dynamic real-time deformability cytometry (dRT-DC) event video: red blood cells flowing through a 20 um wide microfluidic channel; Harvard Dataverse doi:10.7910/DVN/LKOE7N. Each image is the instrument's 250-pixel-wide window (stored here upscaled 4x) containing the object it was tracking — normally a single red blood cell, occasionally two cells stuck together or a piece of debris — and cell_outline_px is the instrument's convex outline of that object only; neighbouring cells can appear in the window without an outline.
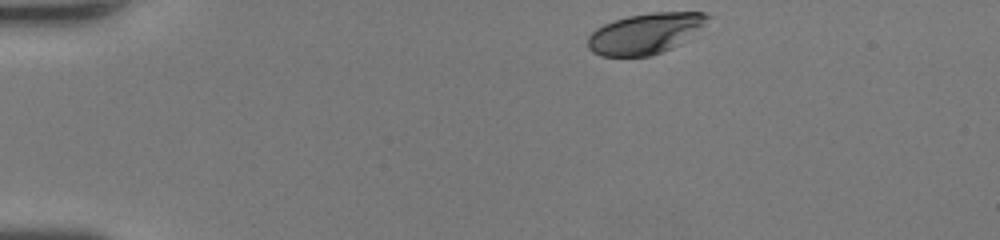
{"species": "human", "species_latin": "Homo sapiens", "temperature_condition": "room temperature", "stored_images_in_passage": 35, "camera_frame_rate_fps": 3000, "um_per_image_px": 0.085, "donor": {"sex": "female"}, "frame": {"image": 1, "passage_image": 1, "time_ms": 0.0, "image_size_px": [1000, 240], "cell_outline_px": [[712, 16], [700, 28], [680, 44], [672, 48], [652, 56], [600, 56], [592, 52], [588, 48], [588, 36], [596, 28], [604, 24], [628, 16], [652, 12], [704, 12]], "centroid_in_image_um": [54.84, 2.85], "position_along_channel_um": 30.2, "area_um2": 28.32}}
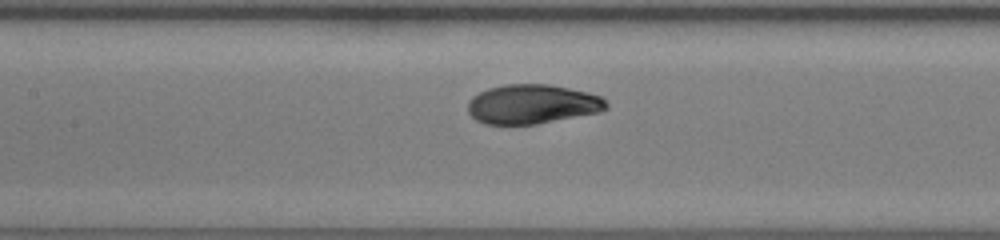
{"frame": {"image": 2, "passage_image": 16, "time_ms": 5.0, "image_size_px": [1000, 240], "cell_outline_px": [[608, 108], [600, 112], [536, 124], [484, 124], [476, 120], [468, 112], [468, 100], [472, 96], [488, 88], [508, 84], [548, 84], [588, 92], [600, 96], [608, 104]], "centroid_in_image_um": [45.23, 8.85], "position_along_channel_um": 162.2, "area_um2": 31.73}}
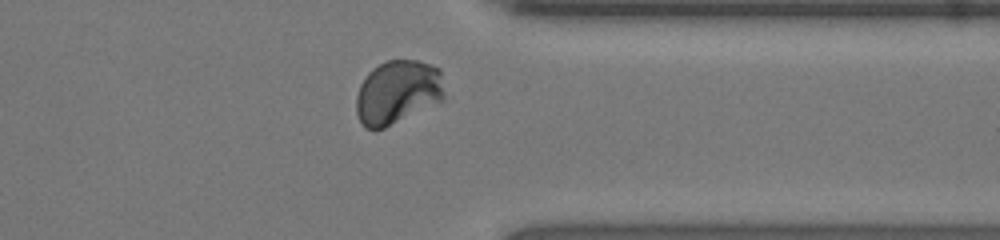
{"frame": {"image": 3, "passage_image": 31, "time_ms": 10.0, "image_size_px": [1000, 240], "cell_outline_px": [[444, 96], [440, 100], [384, 128], [364, 128], [356, 112], [356, 96], [360, 84], [368, 72], [372, 68], [388, 60], [416, 60], [440, 68], [444, 92]], "centroid_in_image_um": [33.76, 7.81], "position_along_channel_um": 377.6, "area_um2": 32.31}, "authors_computed_cell_mechanics": {"area_um2": 31.79, "velocity_mm_per_s": 4.3462, "shape_relaxation_time_tau1_ms": 3.0176, "shape_relaxation_time_tau2_ms": null, "deformation_change_tau1": 0.1512, "deformation_change_tau2": null}}